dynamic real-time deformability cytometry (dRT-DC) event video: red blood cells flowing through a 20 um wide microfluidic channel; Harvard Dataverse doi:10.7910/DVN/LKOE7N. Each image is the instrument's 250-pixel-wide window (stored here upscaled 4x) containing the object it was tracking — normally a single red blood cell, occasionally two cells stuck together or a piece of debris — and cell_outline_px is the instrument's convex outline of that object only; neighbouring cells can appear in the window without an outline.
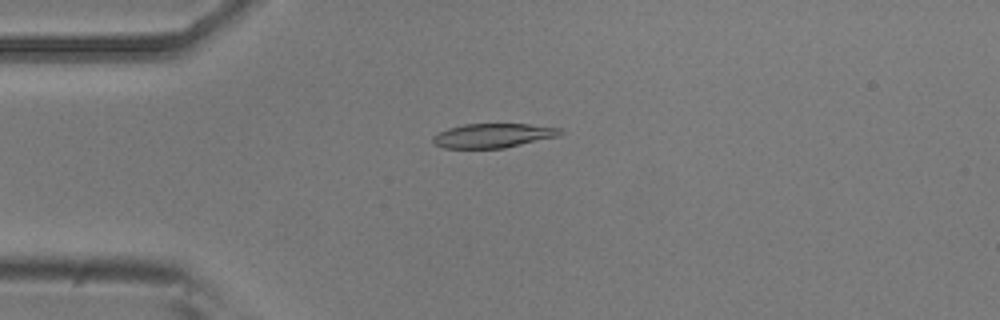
{"species": "common noctule bat (a hibernating species)", "species_latin": "Nyctalus noctula", "temperature_condition": "room temperature", "stored_images_in_passage": 6, "camera_frame_rate_fps": 3000, "um_per_image_px": 0.085, "animal": {"sex": "male", "body_mass_g": 20.5, "forearm_length_mm": 52.5}, "frame": {"image": 1, "passage_image": 4, "time_ms": 1.0, "image_size_px": [1000, 320], "cell_outline_px": [[564, 132], [560, 136], [504, 148], [444, 148], [432, 144], [432, 136], [436, 132], [448, 128], [464, 124], [528, 124], [560, 128]], "centroid_in_image_um": [41.88, 11.52], "position_along_channel_um": 43.1, "area_um2": 18.21}}
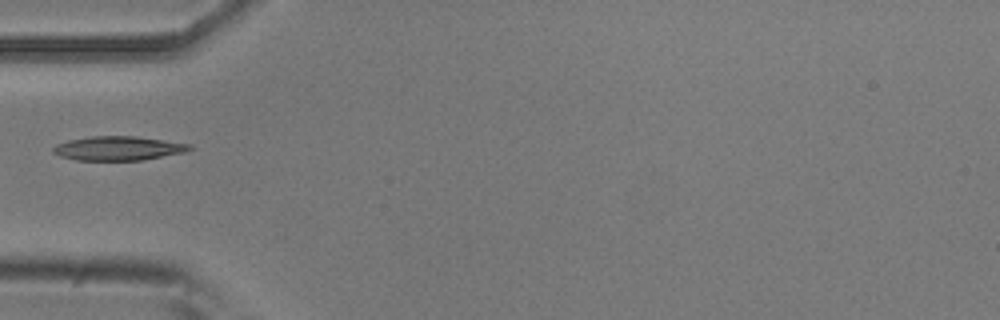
{"frame": {"image": 2, "passage_image": 5, "time_ms": 1.333, "image_size_px": [1000, 320], "cell_outline_px": [[196, 148], [188, 152], [144, 160], [76, 160], [60, 156], [52, 152], [52, 148], [56, 144], [68, 140], [92, 136], [136, 136], [192, 144]], "centroid_in_image_um": [10.12, 12.61], "position_along_channel_um": 74.9, "area_um2": 19.48}}
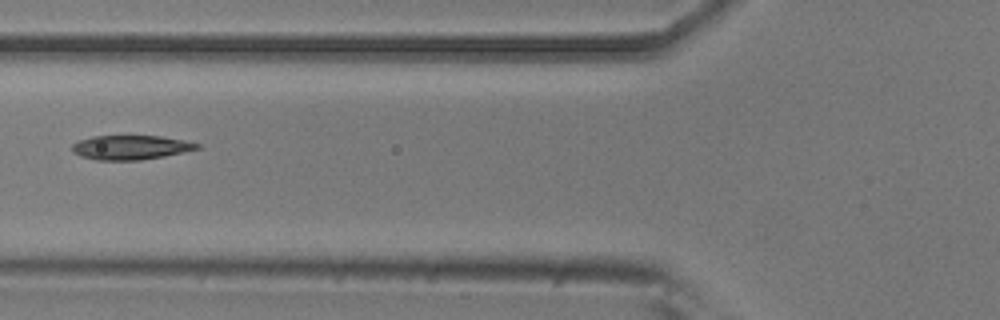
{"frame": {"image": 3, "passage_image": 6, "time_ms": 1.667, "image_size_px": [1000, 320], "cell_outline_px": [[200, 148], [164, 156], [140, 160], [96, 160], [80, 156], [72, 152], [72, 144], [80, 140], [92, 136], [160, 136], [184, 140], [200, 144]], "centroid_in_image_um": [11.08, 12.53], "position_along_channel_um": 114.7, "area_um2": 17.63}}